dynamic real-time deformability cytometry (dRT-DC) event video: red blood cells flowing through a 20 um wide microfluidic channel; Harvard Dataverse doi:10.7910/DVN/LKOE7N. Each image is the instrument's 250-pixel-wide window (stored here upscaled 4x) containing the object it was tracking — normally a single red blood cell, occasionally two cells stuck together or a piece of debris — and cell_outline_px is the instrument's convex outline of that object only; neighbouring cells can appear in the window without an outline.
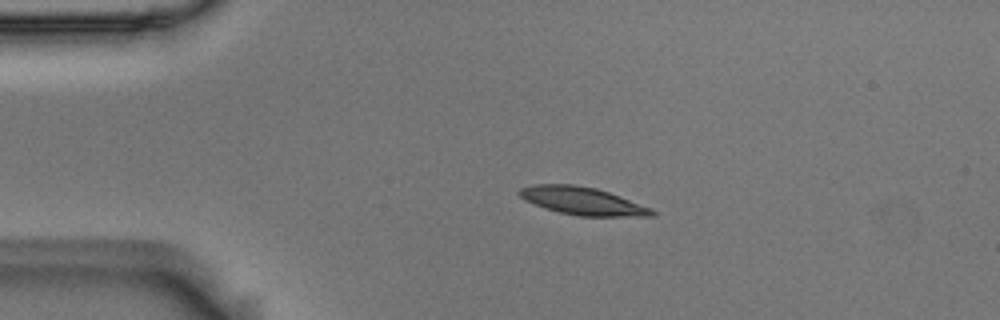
{"species": "Egyptian fruit bat (a non-hibernating species)", "species_latin": "Rousettus aegyptiacus", "temperature_condition": "room temperature", "stored_images_in_passage": 4, "camera_frame_rate_fps": 3000, "um_per_image_px": 0.085, "animal": {"sex": "male"}, "frame": {"image": 1, "passage_image": 3, "time_ms": 0.667, "image_size_px": [1000, 320], "cell_outline_px": [[656, 216], [580, 216], [560, 212], [544, 208], [524, 200], [516, 192], [520, 188], [532, 184], [572, 184], [596, 188], [620, 196], [652, 208], [656, 212]], "centroid_in_image_um": [49.5, 17.08], "position_along_channel_um": 35.5, "area_um2": 21.5}}